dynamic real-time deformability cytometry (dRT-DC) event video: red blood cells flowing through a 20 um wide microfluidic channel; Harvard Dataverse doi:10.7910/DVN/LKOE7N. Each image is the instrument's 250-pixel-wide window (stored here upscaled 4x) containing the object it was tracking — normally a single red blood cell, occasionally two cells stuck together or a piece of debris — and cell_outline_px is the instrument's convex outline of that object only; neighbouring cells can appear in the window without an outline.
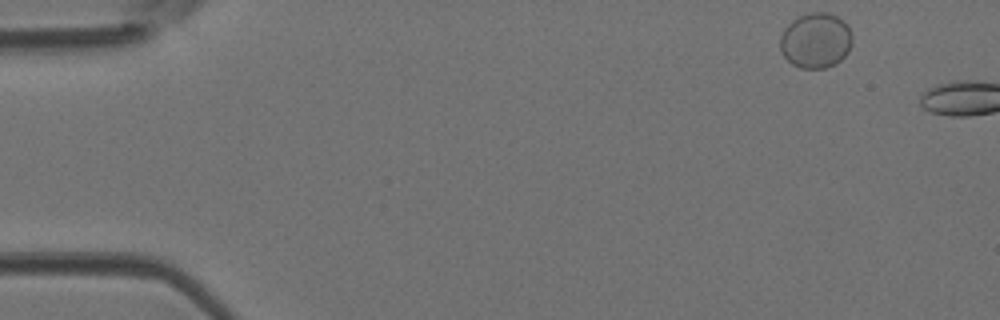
{"species": "Egyptian fruit bat (a non-hibernating species)", "species_latin": "Rousettus aegyptiacus", "temperature_condition": "room temperature", "stored_images_in_passage": 3, "camera_frame_rate_fps": 3000, "um_per_image_px": 0.085, "animal": {"sex": "female"}, "frame": {"image": 1, "passage_image": 1, "time_ms": 0.0, "image_size_px": [1000, 320], "cell_outline_px": [[852, 44], [848, 52], [836, 64], [824, 68], [800, 68], [792, 64], [780, 52], [780, 36], [784, 28], [792, 20], [800, 16], [812, 12], [828, 12], [844, 20], [848, 24], [852, 36]], "centroid_in_image_um": [69.34, 3.44], "position_along_channel_um": 15.7, "area_um2": 23.47}}